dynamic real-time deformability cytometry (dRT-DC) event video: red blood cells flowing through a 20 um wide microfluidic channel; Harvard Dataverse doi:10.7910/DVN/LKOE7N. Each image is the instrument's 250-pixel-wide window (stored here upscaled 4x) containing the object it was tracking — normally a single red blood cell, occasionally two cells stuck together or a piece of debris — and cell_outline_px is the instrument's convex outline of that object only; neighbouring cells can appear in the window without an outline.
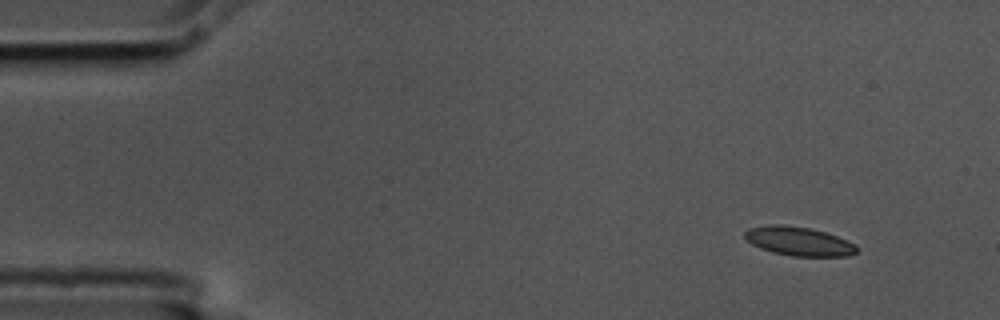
{"species": "common noctule bat (a hibernating species)", "species_latin": "Nyctalus noctula", "temperature_condition": "cold", "stored_images_in_passage": 5, "camera_frame_rate_fps": 3000, "um_per_image_px": 0.085, "animal": {"sex": "male", "body_mass_g": 17.5, "forearm_length_mm": 52.3}, "frame": {"image": 1, "passage_image": 1, "time_ms": 0.0, "image_size_px": [1000, 320], "cell_outline_px": [[860, 248], [856, 252], [848, 256], [792, 256], [772, 252], [760, 248], [752, 244], [744, 236], [744, 232], [748, 228], [768, 224], [784, 224], [808, 228], [824, 232], [836, 236], [856, 244]], "centroid_in_image_um": [67.89, 20.5], "position_along_channel_um": 17.1, "area_um2": 18.9}}
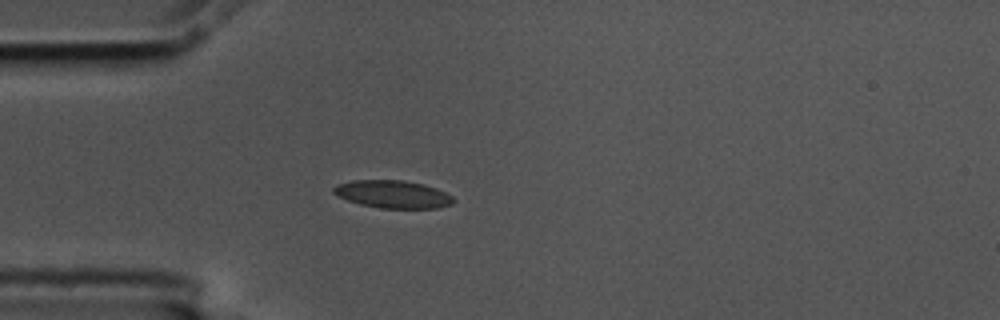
{"frame": {"image": 2, "passage_image": 4, "time_ms": 1.0, "image_size_px": [1000, 320], "cell_outline_px": [[456, 200], [452, 204], [436, 208], [380, 208], [360, 204], [348, 200], [332, 192], [332, 188], [336, 184], [352, 180], [404, 180], [424, 184], [436, 188], [452, 196]], "centroid_in_image_um": [33.39, 16.5], "position_along_channel_um": 51.6, "area_um2": 19.36}}